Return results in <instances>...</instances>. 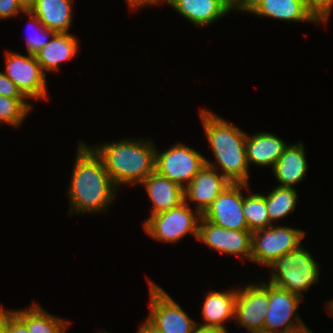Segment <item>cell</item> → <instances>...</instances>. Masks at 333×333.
Returning a JSON list of instances; mask_svg holds the SVG:
<instances>
[{"label":"cell","instance_id":"ffe728a7","mask_svg":"<svg viewBox=\"0 0 333 333\" xmlns=\"http://www.w3.org/2000/svg\"><path fill=\"white\" fill-rule=\"evenodd\" d=\"M272 169L278 186L293 188L303 181L308 165L302 143L288 145Z\"/></svg>","mask_w":333,"mask_h":333},{"label":"cell","instance_id":"4316f807","mask_svg":"<svg viewBox=\"0 0 333 333\" xmlns=\"http://www.w3.org/2000/svg\"><path fill=\"white\" fill-rule=\"evenodd\" d=\"M25 15L29 16V24L30 28L33 29L36 32L35 35L31 34L27 36L26 39V49L28 54L34 55L37 53L40 49H42L45 45H47L50 40L48 41V37H53L56 32L54 30H50L47 27H45L40 20L33 15L30 11H25ZM38 30V32H37ZM33 33V32H32Z\"/></svg>","mask_w":333,"mask_h":333},{"label":"cell","instance_id":"2e32d148","mask_svg":"<svg viewBox=\"0 0 333 333\" xmlns=\"http://www.w3.org/2000/svg\"><path fill=\"white\" fill-rule=\"evenodd\" d=\"M195 26H206L232 9L223 0H163Z\"/></svg>","mask_w":333,"mask_h":333},{"label":"cell","instance_id":"4dcf8cb0","mask_svg":"<svg viewBox=\"0 0 333 333\" xmlns=\"http://www.w3.org/2000/svg\"><path fill=\"white\" fill-rule=\"evenodd\" d=\"M25 11L20 7L16 0H0V19L15 17L18 13Z\"/></svg>","mask_w":333,"mask_h":333},{"label":"cell","instance_id":"d590c367","mask_svg":"<svg viewBox=\"0 0 333 333\" xmlns=\"http://www.w3.org/2000/svg\"><path fill=\"white\" fill-rule=\"evenodd\" d=\"M280 333H313L305 324H302L296 328L286 330Z\"/></svg>","mask_w":333,"mask_h":333},{"label":"cell","instance_id":"836d02e7","mask_svg":"<svg viewBox=\"0 0 333 333\" xmlns=\"http://www.w3.org/2000/svg\"><path fill=\"white\" fill-rule=\"evenodd\" d=\"M163 2V0H126L128 3L129 7L132 8V10H137L140 8V6H145V5H154L156 3Z\"/></svg>","mask_w":333,"mask_h":333},{"label":"cell","instance_id":"f1b7e54d","mask_svg":"<svg viewBox=\"0 0 333 333\" xmlns=\"http://www.w3.org/2000/svg\"><path fill=\"white\" fill-rule=\"evenodd\" d=\"M0 95L11 98H26L17 85L0 71Z\"/></svg>","mask_w":333,"mask_h":333},{"label":"cell","instance_id":"603a6c76","mask_svg":"<svg viewBox=\"0 0 333 333\" xmlns=\"http://www.w3.org/2000/svg\"><path fill=\"white\" fill-rule=\"evenodd\" d=\"M26 326L29 333H66L70 324L47 313L39 304H32L28 309L11 310Z\"/></svg>","mask_w":333,"mask_h":333},{"label":"cell","instance_id":"7402d4cb","mask_svg":"<svg viewBox=\"0 0 333 333\" xmlns=\"http://www.w3.org/2000/svg\"><path fill=\"white\" fill-rule=\"evenodd\" d=\"M237 294L238 289L225 292H209L204 297L202 314L205 322L202 325L226 328L225 321L234 319Z\"/></svg>","mask_w":333,"mask_h":333},{"label":"cell","instance_id":"5b68a950","mask_svg":"<svg viewBox=\"0 0 333 333\" xmlns=\"http://www.w3.org/2000/svg\"><path fill=\"white\" fill-rule=\"evenodd\" d=\"M196 213V214H195ZM193 212L187 202L171 208L170 210L149 216L143 227L145 232L165 243H174L191 233L197 238L201 214Z\"/></svg>","mask_w":333,"mask_h":333},{"label":"cell","instance_id":"8d00e7d4","mask_svg":"<svg viewBox=\"0 0 333 333\" xmlns=\"http://www.w3.org/2000/svg\"><path fill=\"white\" fill-rule=\"evenodd\" d=\"M0 333H6V311L0 306Z\"/></svg>","mask_w":333,"mask_h":333},{"label":"cell","instance_id":"3957f363","mask_svg":"<svg viewBox=\"0 0 333 333\" xmlns=\"http://www.w3.org/2000/svg\"><path fill=\"white\" fill-rule=\"evenodd\" d=\"M142 139H123L92 148L102 159L106 171L117 187L121 184H140L155 172L156 147L151 139L150 142Z\"/></svg>","mask_w":333,"mask_h":333},{"label":"cell","instance_id":"9a60e30c","mask_svg":"<svg viewBox=\"0 0 333 333\" xmlns=\"http://www.w3.org/2000/svg\"><path fill=\"white\" fill-rule=\"evenodd\" d=\"M244 11L287 22H321L303 0H253Z\"/></svg>","mask_w":333,"mask_h":333},{"label":"cell","instance_id":"6da1fadb","mask_svg":"<svg viewBox=\"0 0 333 333\" xmlns=\"http://www.w3.org/2000/svg\"><path fill=\"white\" fill-rule=\"evenodd\" d=\"M76 154L67 191L70 213L107 211L112 200H115L117 186L106 171L102 159L85 142H79Z\"/></svg>","mask_w":333,"mask_h":333},{"label":"cell","instance_id":"30bf717a","mask_svg":"<svg viewBox=\"0 0 333 333\" xmlns=\"http://www.w3.org/2000/svg\"><path fill=\"white\" fill-rule=\"evenodd\" d=\"M249 183H231L202 214L209 222L232 230L249 231L243 214L241 189L250 190Z\"/></svg>","mask_w":333,"mask_h":333},{"label":"cell","instance_id":"52a82bcc","mask_svg":"<svg viewBox=\"0 0 333 333\" xmlns=\"http://www.w3.org/2000/svg\"><path fill=\"white\" fill-rule=\"evenodd\" d=\"M205 164L203 155L182 143L173 145L165 152L155 151V171L183 189Z\"/></svg>","mask_w":333,"mask_h":333},{"label":"cell","instance_id":"8fae6325","mask_svg":"<svg viewBox=\"0 0 333 333\" xmlns=\"http://www.w3.org/2000/svg\"><path fill=\"white\" fill-rule=\"evenodd\" d=\"M242 289V290H241ZM238 290L235 300L234 323L249 331H264L269 305V282L247 284Z\"/></svg>","mask_w":333,"mask_h":333},{"label":"cell","instance_id":"1f68e13d","mask_svg":"<svg viewBox=\"0 0 333 333\" xmlns=\"http://www.w3.org/2000/svg\"><path fill=\"white\" fill-rule=\"evenodd\" d=\"M196 324L192 333H228L226 328Z\"/></svg>","mask_w":333,"mask_h":333},{"label":"cell","instance_id":"9c48e42d","mask_svg":"<svg viewBox=\"0 0 333 333\" xmlns=\"http://www.w3.org/2000/svg\"><path fill=\"white\" fill-rule=\"evenodd\" d=\"M6 65L4 74L17 85L28 99L47 97L46 74L42 71L35 55L5 52Z\"/></svg>","mask_w":333,"mask_h":333},{"label":"cell","instance_id":"7c38bea8","mask_svg":"<svg viewBox=\"0 0 333 333\" xmlns=\"http://www.w3.org/2000/svg\"><path fill=\"white\" fill-rule=\"evenodd\" d=\"M198 240L220 253L251 259V231H238L217 226L202 216L198 226Z\"/></svg>","mask_w":333,"mask_h":333},{"label":"cell","instance_id":"8992f818","mask_svg":"<svg viewBox=\"0 0 333 333\" xmlns=\"http://www.w3.org/2000/svg\"><path fill=\"white\" fill-rule=\"evenodd\" d=\"M304 236L301 229L273 224L253 231L250 261L268 267L280 256L297 249Z\"/></svg>","mask_w":333,"mask_h":333},{"label":"cell","instance_id":"4fadbf2b","mask_svg":"<svg viewBox=\"0 0 333 333\" xmlns=\"http://www.w3.org/2000/svg\"><path fill=\"white\" fill-rule=\"evenodd\" d=\"M301 301L302 297L269 283V305L264 332L280 333L304 324L295 314Z\"/></svg>","mask_w":333,"mask_h":333},{"label":"cell","instance_id":"ab89813d","mask_svg":"<svg viewBox=\"0 0 333 333\" xmlns=\"http://www.w3.org/2000/svg\"><path fill=\"white\" fill-rule=\"evenodd\" d=\"M249 333H266L264 331H249Z\"/></svg>","mask_w":333,"mask_h":333},{"label":"cell","instance_id":"83f0119b","mask_svg":"<svg viewBox=\"0 0 333 333\" xmlns=\"http://www.w3.org/2000/svg\"><path fill=\"white\" fill-rule=\"evenodd\" d=\"M305 5L314 13V15L322 22L325 23L330 16L333 8V0H303Z\"/></svg>","mask_w":333,"mask_h":333},{"label":"cell","instance_id":"44dd1931","mask_svg":"<svg viewBox=\"0 0 333 333\" xmlns=\"http://www.w3.org/2000/svg\"><path fill=\"white\" fill-rule=\"evenodd\" d=\"M72 0H35L29 10L40 22L56 33H68L72 24Z\"/></svg>","mask_w":333,"mask_h":333},{"label":"cell","instance_id":"d4e9b609","mask_svg":"<svg viewBox=\"0 0 333 333\" xmlns=\"http://www.w3.org/2000/svg\"><path fill=\"white\" fill-rule=\"evenodd\" d=\"M243 214L249 231L268 228L270 223L269 214L266 209V196L263 194H249L243 196Z\"/></svg>","mask_w":333,"mask_h":333},{"label":"cell","instance_id":"ba28073f","mask_svg":"<svg viewBox=\"0 0 333 333\" xmlns=\"http://www.w3.org/2000/svg\"><path fill=\"white\" fill-rule=\"evenodd\" d=\"M148 282L151 311L147 320L163 333H192L197 323L160 286Z\"/></svg>","mask_w":333,"mask_h":333},{"label":"cell","instance_id":"ac0fdd59","mask_svg":"<svg viewBox=\"0 0 333 333\" xmlns=\"http://www.w3.org/2000/svg\"><path fill=\"white\" fill-rule=\"evenodd\" d=\"M245 145L248 165L254 163L262 167L272 166V168L288 146L284 140L267 132L247 135Z\"/></svg>","mask_w":333,"mask_h":333},{"label":"cell","instance_id":"277c9868","mask_svg":"<svg viewBox=\"0 0 333 333\" xmlns=\"http://www.w3.org/2000/svg\"><path fill=\"white\" fill-rule=\"evenodd\" d=\"M268 267L273 269L269 283L300 297L302 291L307 292L311 285L319 282L320 266L302 245Z\"/></svg>","mask_w":333,"mask_h":333},{"label":"cell","instance_id":"d6a6232c","mask_svg":"<svg viewBox=\"0 0 333 333\" xmlns=\"http://www.w3.org/2000/svg\"><path fill=\"white\" fill-rule=\"evenodd\" d=\"M253 0H225V3L231 9H238V11H244Z\"/></svg>","mask_w":333,"mask_h":333},{"label":"cell","instance_id":"cb8c5ba5","mask_svg":"<svg viewBox=\"0 0 333 333\" xmlns=\"http://www.w3.org/2000/svg\"><path fill=\"white\" fill-rule=\"evenodd\" d=\"M297 192L290 187L276 186L266 195V209L270 223L285 218L290 212L295 211Z\"/></svg>","mask_w":333,"mask_h":333},{"label":"cell","instance_id":"e575fe53","mask_svg":"<svg viewBox=\"0 0 333 333\" xmlns=\"http://www.w3.org/2000/svg\"><path fill=\"white\" fill-rule=\"evenodd\" d=\"M137 333H163V332L157 329L148 320H145L144 324L142 323L141 327L139 326Z\"/></svg>","mask_w":333,"mask_h":333},{"label":"cell","instance_id":"e0dca14e","mask_svg":"<svg viewBox=\"0 0 333 333\" xmlns=\"http://www.w3.org/2000/svg\"><path fill=\"white\" fill-rule=\"evenodd\" d=\"M141 184L145 186L153 204L150 216L170 210L184 202V189L156 171L144 179Z\"/></svg>","mask_w":333,"mask_h":333},{"label":"cell","instance_id":"7a4b0ae2","mask_svg":"<svg viewBox=\"0 0 333 333\" xmlns=\"http://www.w3.org/2000/svg\"><path fill=\"white\" fill-rule=\"evenodd\" d=\"M199 115L221 174L231 183L248 184L247 134L209 110L201 109Z\"/></svg>","mask_w":333,"mask_h":333},{"label":"cell","instance_id":"5bb4252c","mask_svg":"<svg viewBox=\"0 0 333 333\" xmlns=\"http://www.w3.org/2000/svg\"><path fill=\"white\" fill-rule=\"evenodd\" d=\"M206 159L205 166L193 177L192 181L184 188V201L196 203L194 208L201 215L231 184L221 173L218 166Z\"/></svg>","mask_w":333,"mask_h":333},{"label":"cell","instance_id":"484cf974","mask_svg":"<svg viewBox=\"0 0 333 333\" xmlns=\"http://www.w3.org/2000/svg\"><path fill=\"white\" fill-rule=\"evenodd\" d=\"M26 98H11L0 95V124L20 126L32 106Z\"/></svg>","mask_w":333,"mask_h":333},{"label":"cell","instance_id":"f35d334b","mask_svg":"<svg viewBox=\"0 0 333 333\" xmlns=\"http://www.w3.org/2000/svg\"><path fill=\"white\" fill-rule=\"evenodd\" d=\"M329 304L327 305L328 307V310L327 311H329V313H330V315L332 314L333 315V299L330 301L329 300Z\"/></svg>","mask_w":333,"mask_h":333},{"label":"cell","instance_id":"d6986e66","mask_svg":"<svg viewBox=\"0 0 333 333\" xmlns=\"http://www.w3.org/2000/svg\"><path fill=\"white\" fill-rule=\"evenodd\" d=\"M68 33H56L50 42L35 53L37 62L42 71L59 70V64L72 59L79 51L78 39Z\"/></svg>","mask_w":333,"mask_h":333},{"label":"cell","instance_id":"f546056e","mask_svg":"<svg viewBox=\"0 0 333 333\" xmlns=\"http://www.w3.org/2000/svg\"><path fill=\"white\" fill-rule=\"evenodd\" d=\"M6 333H29L27 326L11 311H6Z\"/></svg>","mask_w":333,"mask_h":333},{"label":"cell","instance_id":"74e56055","mask_svg":"<svg viewBox=\"0 0 333 333\" xmlns=\"http://www.w3.org/2000/svg\"><path fill=\"white\" fill-rule=\"evenodd\" d=\"M16 2L24 11H29L33 7L35 0H16Z\"/></svg>","mask_w":333,"mask_h":333}]
</instances>
